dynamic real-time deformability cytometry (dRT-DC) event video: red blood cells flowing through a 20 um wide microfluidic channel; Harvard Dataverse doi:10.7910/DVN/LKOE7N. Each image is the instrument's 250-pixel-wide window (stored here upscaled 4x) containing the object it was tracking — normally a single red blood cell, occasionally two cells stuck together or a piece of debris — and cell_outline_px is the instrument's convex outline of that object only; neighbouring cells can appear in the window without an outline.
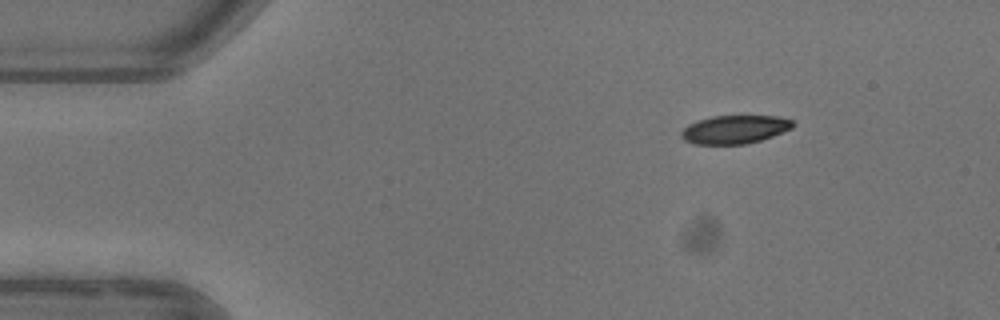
{"species": "common noctule bat (a hibernating species)", "species_latin": "Nyctalus noctula", "temperature_condition": "warm", "stored_images_in_passage": 4, "camera_frame_rate_fps": 3000, "um_per_image_px": 0.085, "animal": {"sex": "female"}, "frame": {"image": 1, "passage_image": 4, "time_ms": 4.0, "image_size_px": [1000, 320], "cell_outline_px": [[796, 124], [792, 128], [772, 136], [760, 140], [744, 144], [696, 144], [684, 140], [680, 136], [680, 132], [688, 124], [696, 120], [712, 116], [776, 116], [792, 120]], "centroid_in_image_um": [62.42, 11.0], "position_along_channel_um": 22.6, "area_um2": 18.44}}